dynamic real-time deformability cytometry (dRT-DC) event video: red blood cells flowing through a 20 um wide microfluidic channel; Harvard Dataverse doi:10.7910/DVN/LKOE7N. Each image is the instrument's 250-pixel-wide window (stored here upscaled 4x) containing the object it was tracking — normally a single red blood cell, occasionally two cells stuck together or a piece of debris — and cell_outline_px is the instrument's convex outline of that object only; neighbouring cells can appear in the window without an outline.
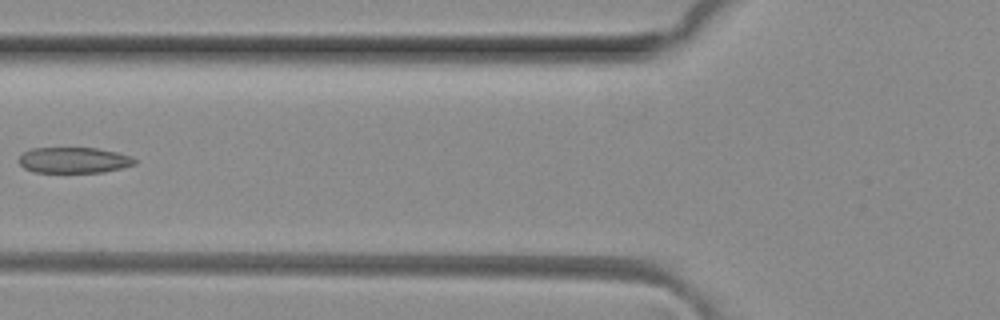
{"species": "common noctule bat (a hibernating species)", "species_latin": "Nyctalus noctula", "temperature_condition": "room temperature", "stored_images_in_passage": 7, "camera_frame_rate_fps": 3000, "um_per_image_px": 0.085, "animal": {"sex": "female", "body_mass_g": 29.2, "forearm_length_mm": 56.3}, "frame": {"image": 1, "passage_image": 5, "time_ms": 1.333, "image_size_px": [1000, 320], "cell_outline_px": [[136, 164], [104, 172], [32, 172], [24, 168], [16, 160], [24, 152], [32, 148], [96, 148], [116, 152], [132, 156], [136, 160]], "centroid_in_image_um": [6.25, 13.61], "position_along_channel_um": 119.5, "area_um2": 17.46}}
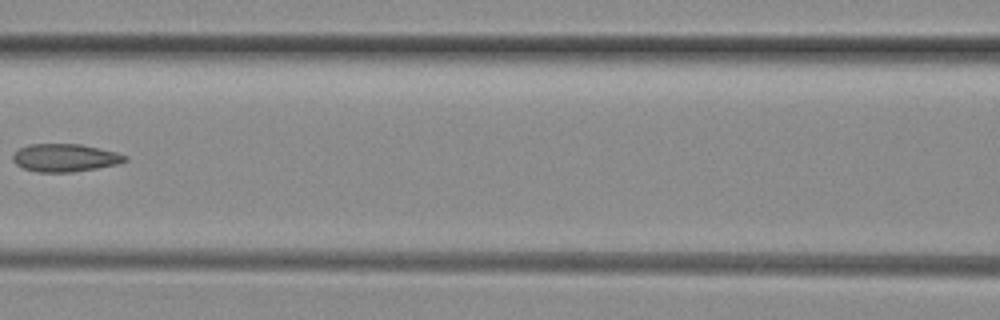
{"frame": {"image": 2, "passage_image": 6, "time_ms": 1.667, "image_size_px": [1000, 320], "cell_outline_px": [[128, 160], [116, 164], [96, 168], [72, 172], [36, 172], [24, 168], [16, 164], [12, 160], [12, 156], [20, 148], [28, 144], [80, 144], [116, 152], [128, 156]], "centroid_in_image_um": [5.51, 13.41], "position_along_channel_um": 161.1, "area_um2": 18.09}}
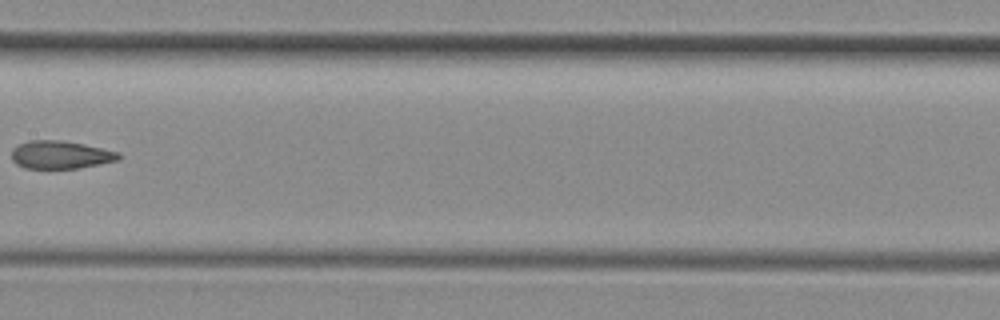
{"frame": {"image": 3, "passage_image": 7, "time_ms": 2.0, "image_size_px": [1000, 320], "cell_outline_px": [[120, 160], [80, 168], [24, 168], [16, 164], [12, 160], [12, 148], [28, 140], [60, 140], [84, 144], [120, 152]], "centroid_in_image_um": [5.15, 13.15], "position_along_channel_um": 202.2, "area_um2": 17.51}}